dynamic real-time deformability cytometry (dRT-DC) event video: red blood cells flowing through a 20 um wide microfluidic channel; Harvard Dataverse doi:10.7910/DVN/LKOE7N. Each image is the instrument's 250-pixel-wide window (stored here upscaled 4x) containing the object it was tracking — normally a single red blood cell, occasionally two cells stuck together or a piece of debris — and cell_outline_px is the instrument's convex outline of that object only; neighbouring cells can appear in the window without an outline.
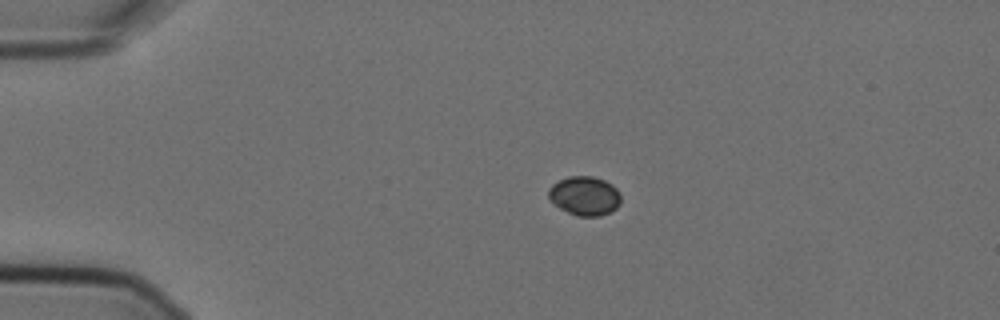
{"species": "Egyptian fruit bat (a non-hibernating species)", "species_latin": "Rousettus aegyptiacus", "temperature_condition": "cold", "stored_images_in_passage": 6, "camera_frame_rate_fps": 3000, "um_per_image_px": 0.085, "animal": {"sex": "female"}, "frame": {"image": 1, "passage_image": 1, "time_ms": 0.0, "image_size_px": [1000, 320], "cell_outline_px": [[620, 204], [616, 208], [600, 216], [576, 216], [560, 208], [548, 200], [548, 188], [552, 184], [568, 176], [592, 176], [604, 180], [612, 184], [620, 192]], "centroid_in_image_um": [49.67, 16.64], "position_along_channel_um": 35.3, "area_um2": 16.59}}
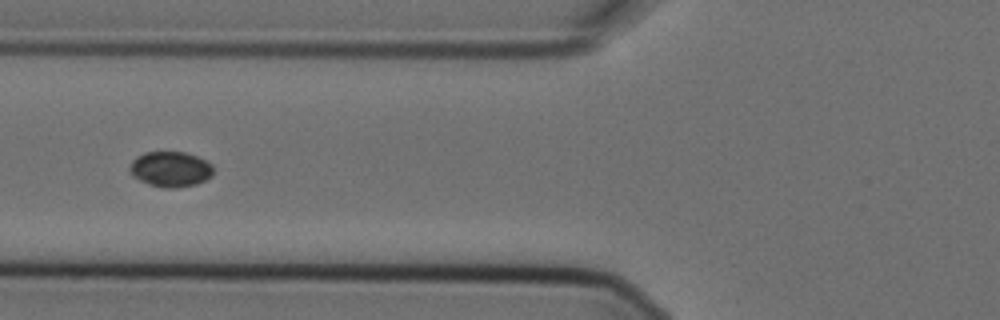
{"frame": {"image": 2, "passage_image": 4, "time_ms": 1.0, "image_size_px": [1000, 320], "cell_outline_px": [[212, 176], [196, 184], [172, 188], [164, 188], [148, 184], [132, 176], [128, 168], [132, 160], [136, 156], [144, 152], [184, 152], [196, 156], [212, 164]], "centroid_in_image_um": [14.45, 14.37], "position_along_channel_um": 111.4, "area_um2": 17.22}}
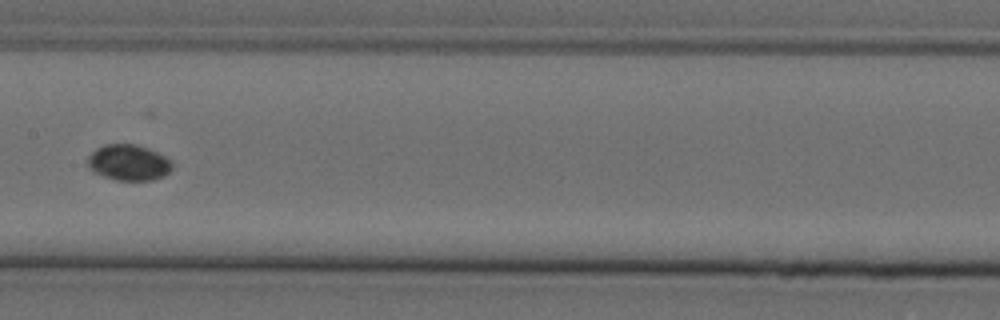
{"frame": {"image": 3, "passage_image": 6, "time_ms": 1.667, "image_size_px": [1000, 320], "cell_outline_px": [[172, 168], [164, 176], [152, 180], [116, 180], [104, 176], [88, 168], [88, 156], [96, 148], [104, 144], [136, 144], [148, 148], [172, 160]], "centroid_in_image_um": [10.94, 13.81], "position_along_channel_um": 196.5, "area_um2": 17.63}}